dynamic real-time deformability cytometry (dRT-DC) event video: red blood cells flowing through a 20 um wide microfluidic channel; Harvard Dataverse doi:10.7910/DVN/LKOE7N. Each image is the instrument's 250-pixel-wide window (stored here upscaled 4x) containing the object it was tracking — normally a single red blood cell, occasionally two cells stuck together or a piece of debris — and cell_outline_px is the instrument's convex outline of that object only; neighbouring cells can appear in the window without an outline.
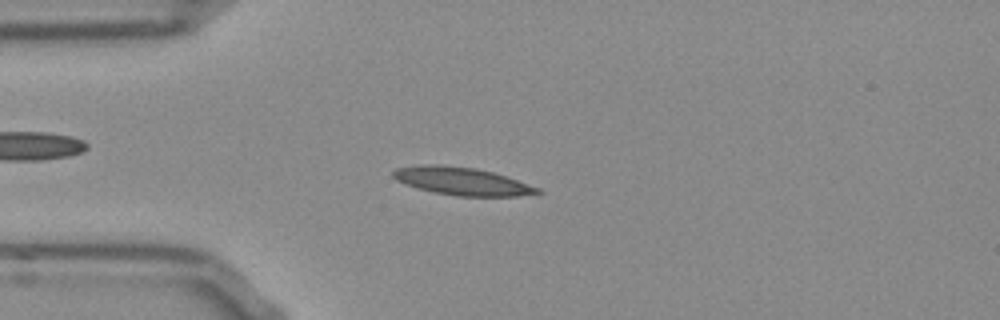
{"species": "Egyptian fruit bat (a non-hibernating species)", "species_latin": "Rousettus aegyptiacus", "temperature_condition": "room temperature", "stored_images_in_passage": 51, "camera_frame_rate_fps": 3000, "um_per_image_px": 0.085, "frame": {"image": 1, "passage_image": 12, "time_ms": 3.667, "image_size_px": [1000, 320], "cell_outline_px": [[544, 192], [516, 196], [456, 196], [436, 192], [420, 188], [396, 180], [392, 176], [392, 172], [396, 168], [424, 164], [440, 164], [476, 168], [492, 172], [540, 188]], "centroid_in_image_um": [39.26, 15.39], "position_along_channel_um": 45.7, "area_um2": 23.06}}
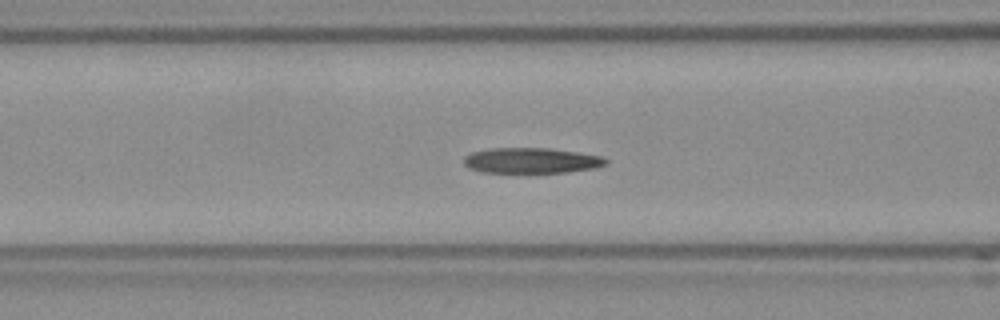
{"frame": {"image": 2, "passage_image": 19, "time_ms": 6.0, "image_size_px": [1000, 320], "cell_outline_px": [[608, 164], [596, 168], [568, 172], [480, 172], [468, 168], [464, 164], [464, 156], [472, 152], [488, 148], [548, 148], [576, 152], [600, 156], [608, 160]], "centroid_in_image_um": [45.15, 13.64], "position_along_channel_um": 121.5, "area_um2": 21.1}}
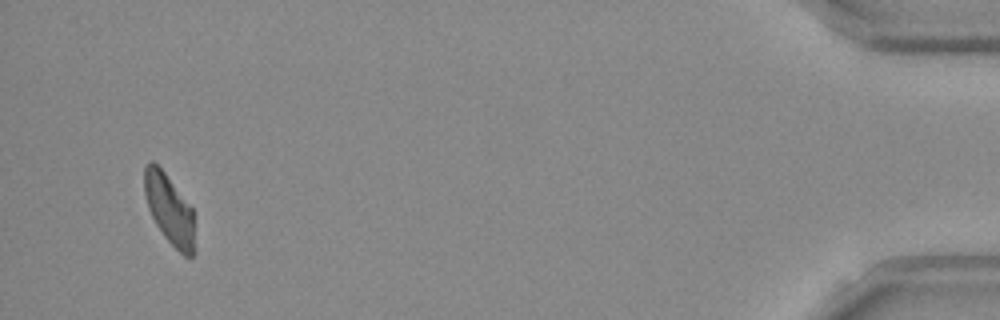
{"frame": {"image": 3, "passage_image": 49, "time_ms": 16.0, "image_size_px": [1000, 320], "cell_outline_px": [[192, 256], [184, 256], [164, 236], [156, 224], [148, 208], [144, 192], [144, 164], [152, 160], [164, 172], [192, 208]], "centroid_in_image_um": [14.33, 17.72], "position_along_channel_um": 420.9, "area_um2": 19.71}, "authors_computed_cell_mechanics": {"area_um2": 21.5594, "velocity_mm_per_s": 3.8312, "shape_relaxation_time_tau1_ms": 6.5691, "shape_relaxation_time_tau2_ms": 9.0361, "deformation_change_tau1": 0.1732, "deformation_change_tau2": 0.1824}}